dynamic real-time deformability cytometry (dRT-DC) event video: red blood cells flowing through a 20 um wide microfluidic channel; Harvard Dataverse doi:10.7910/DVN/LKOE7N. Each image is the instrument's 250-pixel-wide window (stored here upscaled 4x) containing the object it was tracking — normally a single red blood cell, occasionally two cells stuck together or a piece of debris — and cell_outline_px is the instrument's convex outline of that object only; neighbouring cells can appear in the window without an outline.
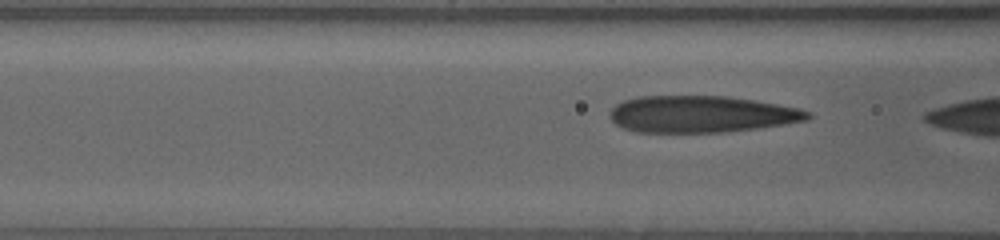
{"species": "human", "species_latin": "Homo sapiens", "temperature_condition": "warm", "stored_images_in_passage": 8, "camera_frame_rate_fps": 3000, "um_per_image_px": 0.085, "donor": {"sex": "female"}, "frame": {"image": 1, "passage_image": 5, "time_ms": 1.333, "image_size_px": [1000, 240], "cell_outline_px": [[812, 116], [808, 120], [784, 124], [756, 128], [724, 132], [636, 132], [624, 128], [616, 124], [608, 116], [608, 112], [616, 104], [624, 100], [636, 96], [728, 96], [800, 108], [812, 112]], "centroid_in_image_um": [59.6, 9.7], "position_along_channel_um": 107.0, "area_um2": 42.48}}